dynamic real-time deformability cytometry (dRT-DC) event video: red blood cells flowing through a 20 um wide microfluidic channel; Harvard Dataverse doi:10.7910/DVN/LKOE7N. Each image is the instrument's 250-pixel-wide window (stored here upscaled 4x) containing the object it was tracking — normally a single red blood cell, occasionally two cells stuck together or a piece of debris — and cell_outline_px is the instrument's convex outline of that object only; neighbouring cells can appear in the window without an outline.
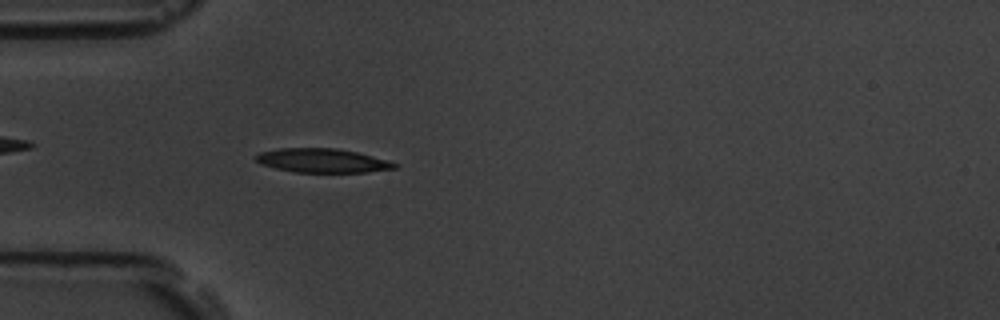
{"species": "common noctule bat (a hibernating species)", "species_latin": "Nyctalus noctula", "temperature_condition": "room temperature", "stored_images_in_passage": 4, "camera_frame_rate_fps": 3000, "um_per_image_px": 0.085, "animal": {"sex": "male", "body_mass_g": 19.5, "forearm_length_mm": 54.6}, "frame": {"image": 1, "passage_image": 4, "time_ms": 3.667, "image_size_px": [1000, 320], "cell_outline_px": [[400, 164], [396, 168], [368, 172], [292, 172], [260, 164], [256, 160], [256, 156], [260, 152], [280, 148], [336, 148], [356, 152], [372, 156]], "centroid_in_image_um": [27.4, 13.65], "position_along_channel_um": 57.6, "area_um2": 19.31}}